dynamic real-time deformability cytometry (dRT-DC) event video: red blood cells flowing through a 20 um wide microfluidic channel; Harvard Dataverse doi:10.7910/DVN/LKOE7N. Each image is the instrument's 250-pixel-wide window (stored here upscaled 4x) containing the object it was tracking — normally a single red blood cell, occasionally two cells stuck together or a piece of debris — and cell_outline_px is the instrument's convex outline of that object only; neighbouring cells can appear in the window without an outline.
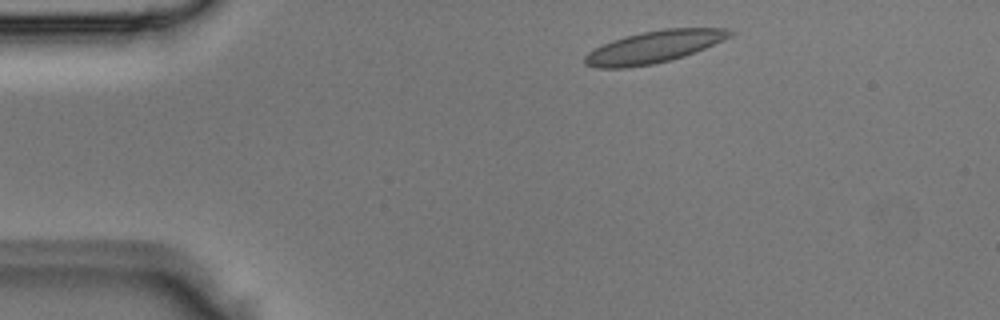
{"species": "Egyptian fruit bat (a non-hibernating species)", "species_latin": "Rousettus aegyptiacus", "temperature_condition": "room temperature", "stored_images_in_passage": 2, "camera_frame_rate_fps": 3000, "um_per_image_px": 0.085, "animal": {"sex": "male"}, "frame": {"image": 1, "passage_image": 1, "time_ms": 0.0, "image_size_px": [1000, 320], "cell_outline_px": [[736, 32], [732, 36], [724, 40], [684, 56], [652, 64], [628, 68], [600, 68], [584, 64], [584, 56], [588, 52], [612, 40], [624, 36], [664, 28], [728, 28]], "centroid_in_image_um": [55.61, 3.98], "position_along_channel_um": 29.4, "area_um2": 26.99}}